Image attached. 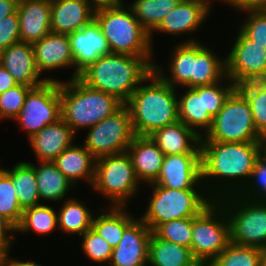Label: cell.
<instances>
[{"label":"cell","instance_id":"48","mask_svg":"<svg viewBox=\"0 0 266 266\" xmlns=\"http://www.w3.org/2000/svg\"><path fill=\"white\" fill-rule=\"evenodd\" d=\"M9 251L0 253V266H42L34 260H17L9 255Z\"/></svg>","mask_w":266,"mask_h":266},{"label":"cell","instance_id":"40","mask_svg":"<svg viewBox=\"0 0 266 266\" xmlns=\"http://www.w3.org/2000/svg\"><path fill=\"white\" fill-rule=\"evenodd\" d=\"M82 237L81 248L93 262L109 264L113 248L91 227L88 229Z\"/></svg>","mask_w":266,"mask_h":266},{"label":"cell","instance_id":"42","mask_svg":"<svg viewBox=\"0 0 266 266\" xmlns=\"http://www.w3.org/2000/svg\"><path fill=\"white\" fill-rule=\"evenodd\" d=\"M248 17L240 25V30L253 42L266 49V9L244 10Z\"/></svg>","mask_w":266,"mask_h":266},{"label":"cell","instance_id":"17","mask_svg":"<svg viewBox=\"0 0 266 266\" xmlns=\"http://www.w3.org/2000/svg\"><path fill=\"white\" fill-rule=\"evenodd\" d=\"M215 0H181L179 4L170 11L159 26L154 30L155 33L162 32L180 36L189 35L197 32L202 24L212 13L211 2Z\"/></svg>","mask_w":266,"mask_h":266},{"label":"cell","instance_id":"33","mask_svg":"<svg viewBox=\"0 0 266 266\" xmlns=\"http://www.w3.org/2000/svg\"><path fill=\"white\" fill-rule=\"evenodd\" d=\"M58 229L63 233L73 235H83L92 227L93 211L87 208L77 198H65V201L57 211Z\"/></svg>","mask_w":266,"mask_h":266},{"label":"cell","instance_id":"24","mask_svg":"<svg viewBox=\"0 0 266 266\" xmlns=\"http://www.w3.org/2000/svg\"><path fill=\"white\" fill-rule=\"evenodd\" d=\"M94 12L85 0H51V32L69 35L81 30Z\"/></svg>","mask_w":266,"mask_h":266},{"label":"cell","instance_id":"7","mask_svg":"<svg viewBox=\"0 0 266 266\" xmlns=\"http://www.w3.org/2000/svg\"><path fill=\"white\" fill-rule=\"evenodd\" d=\"M225 81V84L221 80L213 85L186 87L187 90L178 98L179 121L200 137L210 130L213 118L235 91V84L227 76Z\"/></svg>","mask_w":266,"mask_h":266},{"label":"cell","instance_id":"22","mask_svg":"<svg viewBox=\"0 0 266 266\" xmlns=\"http://www.w3.org/2000/svg\"><path fill=\"white\" fill-rule=\"evenodd\" d=\"M126 152L131 158L138 181L154 183L160 174L165 155L152 138L135 135Z\"/></svg>","mask_w":266,"mask_h":266},{"label":"cell","instance_id":"54","mask_svg":"<svg viewBox=\"0 0 266 266\" xmlns=\"http://www.w3.org/2000/svg\"><path fill=\"white\" fill-rule=\"evenodd\" d=\"M5 171V168H1L0 166V175Z\"/></svg>","mask_w":266,"mask_h":266},{"label":"cell","instance_id":"28","mask_svg":"<svg viewBox=\"0 0 266 266\" xmlns=\"http://www.w3.org/2000/svg\"><path fill=\"white\" fill-rule=\"evenodd\" d=\"M221 80H226L225 57L217 56L215 51L200 41L194 42L192 88L213 85Z\"/></svg>","mask_w":266,"mask_h":266},{"label":"cell","instance_id":"34","mask_svg":"<svg viewBox=\"0 0 266 266\" xmlns=\"http://www.w3.org/2000/svg\"><path fill=\"white\" fill-rule=\"evenodd\" d=\"M181 0H134L128 4L137 21L150 33L151 44L154 30L164 17L172 11Z\"/></svg>","mask_w":266,"mask_h":266},{"label":"cell","instance_id":"38","mask_svg":"<svg viewBox=\"0 0 266 266\" xmlns=\"http://www.w3.org/2000/svg\"><path fill=\"white\" fill-rule=\"evenodd\" d=\"M154 233L162 239L191 248L192 217L161 224Z\"/></svg>","mask_w":266,"mask_h":266},{"label":"cell","instance_id":"53","mask_svg":"<svg viewBox=\"0 0 266 266\" xmlns=\"http://www.w3.org/2000/svg\"><path fill=\"white\" fill-rule=\"evenodd\" d=\"M262 266H266V249H264V252L262 255Z\"/></svg>","mask_w":266,"mask_h":266},{"label":"cell","instance_id":"44","mask_svg":"<svg viewBox=\"0 0 266 266\" xmlns=\"http://www.w3.org/2000/svg\"><path fill=\"white\" fill-rule=\"evenodd\" d=\"M235 90L240 95L260 94L266 90V69L245 74L236 84Z\"/></svg>","mask_w":266,"mask_h":266},{"label":"cell","instance_id":"31","mask_svg":"<svg viewBox=\"0 0 266 266\" xmlns=\"http://www.w3.org/2000/svg\"><path fill=\"white\" fill-rule=\"evenodd\" d=\"M105 209V210H104ZM103 212L93 216L92 228L112 247L115 248L124 230L136 219L127 212L126 207H105ZM108 209V210H106ZM126 209V210H125Z\"/></svg>","mask_w":266,"mask_h":266},{"label":"cell","instance_id":"10","mask_svg":"<svg viewBox=\"0 0 266 266\" xmlns=\"http://www.w3.org/2000/svg\"><path fill=\"white\" fill-rule=\"evenodd\" d=\"M229 243V219L224 207L213 200L192 217L191 251L201 266H207Z\"/></svg>","mask_w":266,"mask_h":266},{"label":"cell","instance_id":"11","mask_svg":"<svg viewBox=\"0 0 266 266\" xmlns=\"http://www.w3.org/2000/svg\"><path fill=\"white\" fill-rule=\"evenodd\" d=\"M261 138L248 101L235 90L213 118L210 130L201 141L260 142Z\"/></svg>","mask_w":266,"mask_h":266},{"label":"cell","instance_id":"25","mask_svg":"<svg viewBox=\"0 0 266 266\" xmlns=\"http://www.w3.org/2000/svg\"><path fill=\"white\" fill-rule=\"evenodd\" d=\"M150 137L165 156L173 154H200V135L181 121L157 129Z\"/></svg>","mask_w":266,"mask_h":266},{"label":"cell","instance_id":"32","mask_svg":"<svg viewBox=\"0 0 266 266\" xmlns=\"http://www.w3.org/2000/svg\"><path fill=\"white\" fill-rule=\"evenodd\" d=\"M11 177L20 207L24 210L39 204L40 196L34 166L29 161H20L11 169H5Z\"/></svg>","mask_w":266,"mask_h":266},{"label":"cell","instance_id":"29","mask_svg":"<svg viewBox=\"0 0 266 266\" xmlns=\"http://www.w3.org/2000/svg\"><path fill=\"white\" fill-rule=\"evenodd\" d=\"M147 266H201L191 248L159 238L154 232L149 242Z\"/></svg>","mask_w":266,"mask_h":266},{"label":"cell","instance_id":"18","mask_svg":"<svg viewBox=\"0 0 266 266\" xmlns=\"http://www.w3.org/2000/svg\"><path fill=\"white\" fill-rule=\"evenodd\" d=\"M225 58L226 76L236 84L245 74L266 69V49L251 41L240 29Z\"/></svg>","mask_w":266,"mask_h":266},{"label":"cell","instance_id":"9","mask_svg":"<svg viewBox=\"0 0 266 266\" xmlns=\"http://www.w3.org/2000/svg\"><path fill=\"white\" fill-rule=\"evenodd\" d=\"M217 201L229 219L230 242L266 249V203L248 200L238 194Z\"/></svg>","mask_w":266,"mask_h":266},{"label":"cell","instance_id":"21","mask_svg":"<svg viewBox=\"0 0 266 266\" xmlns=\"http://www.w3.org/2000/svg\"><path fill=\"white\" fill-rule=\"evenodd\" d=\"M32 48L41 75L46 74L44 71L74 68V58L67 34L50 32L41 40L32 43Z\"/></svg>","mask_w":266,"mask_h":266},{"label":"cell","instance_id":"14","mask_svg":"<svg viewBox=\"0 0 266 266\" xmlns=\"http://www.w3.org/2000/svg\"><path fill=\"white\" fill-rule=\"evenodd\" d=\"M201 180L200 154L164 156L162 168L153 183L171 189H204Z\"/></svg>","mask_w":266,"mask_h":266},{"label":"cell","instance_id":"3","mask_svg":"<svg viewBox=\"0 0 266 266\" xmlns=\"http://www.w3.org/2000/svg\"><path fill=\"white\" fill-rule=\"evenodd\" d=\"M178 95L176 88L153 70L125 103L135 135L150 136L179 121Z\"/></svg>","mask_w":266,"mask_h":266},{"label":"cell","instance_id":"50","mask_svg":"<svg viewBox=\"0 0 266 266\" xmlns=\"http://www.w3.org/2000/svg\"><path fill=\"white\" fill-rule=\"evenodd\" d=\"M85 1L94 11L105 8H113L125 4L123 0H85Z\"/></svg>","mask_w":266,"mask_h":266},{"label":"cell","instance_id":"13","mask_svg":"<svg viewBox=\"0 0 266 266\" xmlns=\"http://www.w3.org/2000/svg\"><path fill=\"white\" fill-rule=\"evenodd\" d=\"M135 133L124 104L118 111L88 129L83 146L96 158L127 151Z\"/></svg>","mask_w":266,"mask_h":266},{"label":"cell","instance_id":"6","mask_svg":"<svg viewBox=\"0 0 266 266\" xmlns=\"http://www.w3.org/2000/svg\"><path fill=\"white\" fill-rule=\"evenodd\" d=\"M148 186L152 187V193L147 211L140 219L152 232L166 222L195 217L213 201L205 189L179 190L153 183Z\"/></svg>","mask_w":266,"mask_h":266},{"label":"cell","instance_id":"36","mask_svg":"<svg viewBox=\"0 0 266 266\" xmlns=\"http://www.w3.org/2000/svg\"><path fill=\"white\" fill-rule=\"evenodd\" d=\"M264 250L230 242L207 266H262Z\"/></svg>","mask_w":266,"mask_h":266},{"label":"cell","instance_id":"41","mask_svg":"<svg viewBox=\"0 0 266 266\" xmlns=\"http://www.w3.org/2000/svg\"><path fill=\"white\" fill-rule=\"evenodd\" d=\"M32 87L16 85L0 94V120H13L20 113L26 95Z\"/></svg>","mask_w":266,"mask_h":266},{"label":"cell","instance_id":"52","mask_svg":"<svg viewBox=\"0 0 266 266\" xmlns=\"http://www.w3.org/2000/svg\"><path fill=\"white\" fill-rule=\"evenodd\" d=\"M260 155L266 159V135L260 140Z\"/></svg>","mask_w":266,"mask_h":266},{"label":"cell","instance_id":"30","mask_svg":"<svg viewBox=\"0 0 266 266\" xmlns=\"http://www.w3.org/2000/svg\"><path fill=\"white\" fill-rule=\"evenodd\" d=\"M39 163L37 167L33 163L32 165L35 169L40 200L61 202L70 192L69 190L76 187L53 161H39Z\"/></svg>","mask_w":266,"mask_h":266},{"label":"cell","instance_id":"49","mask_svg":"<svg viewBox=\"0 0 266 266\" xmlns=\"http://www.w3.org/2000/svg\"><path fill=\"white\" fill-rule=\"evenodd\" d=\"M18 85L13 76L0 64V94Z\"/></svg>","mask_w":266,"mask_h":266},{"label":"cell","instance_id":"23","mask_svg":"<svg viewBox=\"0 0 266 266\" xmlns=\"http://www.w3.org/2000/svg\"><path fill=\"white\" fill-rule=\"evenodd\" d=\"M76 136L71 127L61 118L47 125L28 140L38 161H54L73 144Z\"/></svg>","mask_w":266,"mask_h":266},{"label":"cell","instance_id":"27","mask_svg":"<svg viewBox=\"0 0 266 266\" xmlns=\"http://www.w3.org/2000/svg\"><path fill=\"white\" fill-rule=\"evenodd\" d=\"M53 162L75 187L78 180H85L87 184L92 186L95 176L96 158L83 145H75L73 143Z\"/></svg>","mask_w":266,"mask_h":266},{"label":"cell","instance_id":"51","mask_svg":"<svg viewBox=\"0 0 266 266\" xmlns=\"http://www.w3.org/2000/svg\"><path fill=\"white\" fill-rule=\"evenodd\" d=\"M19 0H0V20L17 11Z\"/></svg>","mask_w":266,"mask_h":266},{"label":"cell","instance_id":"15","mask_svg":"<svg viewBox=\"0 0 266 266\" xmlns=\"http://www.w3.org/2000/svg\"><path fill=\"white\" fill-rule=\"evenodd\" d=\"M68 37L74 58V73L70 79L78 78L79 74L100 56L111 53L107 40L95 18L81 30L70 33Z\"/></svg>","mask_w":266,"mask_h":266},{"label":"cell","instance_id":"12","mask_svg":"<svg viewBox=\"0 0 266 266\" xmlns=\"http://www.w3.org/2000/svg\"><path fill=\"white\" fill-rule=\"evenodd\" d=\"M61 119V98L59 80H47L40 86L31 88L23 107L14 119L25 130L28 139L47 125Z\"/></svg>","mask_w":266,"mask_h":266},{"label":"cell","instance_id":"35","mask_svg":"<svg viewBox=\"0 0 266 266\" xmlns=\"http://www.w3.org/2000/svg\"><path fill=\"white\" fill-rule=\"evenodd\" d=\"M58 229V215L53 207L39 204L23 210L16 232L28 233L35 231L37 235H47Z\"/></svg>","mask_w":266,"mask_h":266},{"label":"cell","instance_id":"16","mask_svg":"<svg viewBox=\"0 0 266 266\" xmlns=\"http://www.w3.org/2000/svg\"><path fill=\"white\" fill-rule=\"evenodd\" d=\"M152 231L140 217L123 232L122 239L113 248L109 266H147Z\"/></svg>","mask_w":266,"mask_h":266},{"label":"cell","instance_id":"39","mask_svg":"<svg viewBox=\"0 0 266 266\" xmlns=\"http://www.w3.org/2000/svg\"><path fill=\"white\" fill-rule=\"evenodd\" d=\"M238 195L266 203V159L261 155L256 159L251 176Z\"/></svg>","mask_w":266,"mask_h":266},{"label":"cell","instance_id":"19","mask_svg":"<svg viewBox=\"0 0 266 266\" xmlns=\"http://www.w3.org/2000/svg\"><path fill=\"white\" fill-rule=\"evenodd\" d=\"M0 64L13 76L18 85L33 88L40 86L47 80L57 81L54 77L53 79L50 77L48 79L41 78L42 75L37 69L30 43L18 42L0 51Z\"/></svg>","mask_w":266,"mask_h":266},{"label":"cell","instance_id":"43","mask_svg":"<svg viewBox=\"0 0 266 266\" xmlns=\"http://www.w3.org/2000/svg\"><path fill=\"white\" fill-rule=\"evenodd\" d=\"M244 97L252 110L253 123L261 136L266 135V90L260 94L241 95Z\"/></svg>","mask_w":266,"mask_h":266},{"label":"cell","instance_id":"20","mask_svg":"<svg viewBox=\"0 0 266 266\" xmlns=\"http://www.w3.org/2000/svg\"><path fill=\"white\" fill-rule=\"evenodd\" d=\"M20 42L34 43L51 32V0H19Z\"/></svg>","mask_w":266,"mask_h":266},{"label":"cell","instance_id":"45","mask_svg":"<svg viewBox=\"0 0 266 266\" xmlns=\"http://www.w3.org/2000/svg\"><path fill=\"white\" fill-rule=\"evenodd\" d=\"M18 42H20V32L16 11L0 20V51Z\"/></svg>","mask_w":266,"mask_h":266},{"label":"cell","instance_id":"2","mask_svg":"<svg viewBox=\"0 0 266 266\" xmlns=\"http://www.w3.org/2000/svg\"><path fill=\"white\" fill-rule=\"evenodd\" d=\"M152 58L105 54L85 68L78 78L90 88L113 95L125 104L154 70Z\"/></svg>","mask_w":266,"mask_h":266},{"label":"cell","instance_id":"4","mask_svg":"<svg viewBox=\"0 0 266 266\" xmlns=\"http://www.w3.org/2000/svg\"><path fill=\"white\" fill-rule=\"evenodd\" d=\"M61 118L76 134L118 111L124 103L117 97L90 88L79 78L59 80Z\"/></svg>","mask_w":266,"mask_h":266},{"label":"cell","instance_id":"26","mask_svg":"<svg viewBox=\"0 0 266 266\" xmlns=\"http://www.w3.org/2000/svg\"><path fill=\"white\" fill-rule=\"evenodd\" d=\"M183 41V42H182ZM178 45L173 47L171 59L168 63L167 69L169 74L166 75L164 67L154 64V71L173 88H192V75L194 68V42L199 41L195 38L182 40Z\"/></svg>","mask_w":266,"mask_h":266},{"label":"cell","instance_id":"5","mask_svg":"<svg viewBox=\"0 0 266 266\" xmlns=\"http://www.w3.org/2000/svg\"><path fill=\"white\" fill-rule=\"evenodd\" d=\"M111 53L153 57L150 33L137 21L131 8L122 4L94 12Z\"/></svg>","mask_w":266,"mask_h":266},{"label":"cell","instance_id":"37","mask_svg":"<svg viewBox=\"0 0 266 266\" xmlns=\"http://www.w3.org/2000/svg\"><path fill=\"white\" fill-rule=\"evenodd\" d=\"M20 207L11 177L4 171L0 175V214L17 226L22 218Z\"/></svg>","mask_w":266,"mask_h":266},{"label":"cell","instance_id":"8","mask_svg":"<svg viewBox=\"0 0 266 266\" xmlns=\"http://www.w3.org/2000/svg\"><path fill=\"white\" fill-rule=\"evenodd\" d=\"M140 184L127 152L96 159L91 189L109 199L110 206L126 207L130 198L139 193Z\"/></svg>","mask_w":266,"mask_h":266},{"label":"cell","instance_id":"1","mask_svg":"<svg viewBox=\"0 0 266 266\" xmlns=\"http://www.w3.org/2000/svg\"><path fill=\"white\" fill-rule=\"evenodd\" d=\"M200 156L205 191L218 200L238 194L246 185L260 156V142L201 141Z\"/></svg>","mask_w":266,"mask_h":266},{"label":"cell","instance_id":"47","mask_svg":"<svg viewBox=\"0 0 266 266\" xmlns=\"http://www.w3.org/2000/svg\"><path fill=\"white\" fill-rule=\"evenodd\" d=\"M220 2H224L239 11L266 9V0H220Z\"/></svg>","mask_w":266,"mask_h":266},{"label":"cell","instance_id":"46","mask_svg":"<svg viewBox=\"0 0 266 266\" xmlns=\"http://www.w3.org/2000/svg\"><path fill=\"white\" fill-rule=\"evenodd\" d=\"M16 232V226L5 216L0 214V253L10 251Z\"/></svg>","mask_w":266,"mask_h":266}]
</instances>
